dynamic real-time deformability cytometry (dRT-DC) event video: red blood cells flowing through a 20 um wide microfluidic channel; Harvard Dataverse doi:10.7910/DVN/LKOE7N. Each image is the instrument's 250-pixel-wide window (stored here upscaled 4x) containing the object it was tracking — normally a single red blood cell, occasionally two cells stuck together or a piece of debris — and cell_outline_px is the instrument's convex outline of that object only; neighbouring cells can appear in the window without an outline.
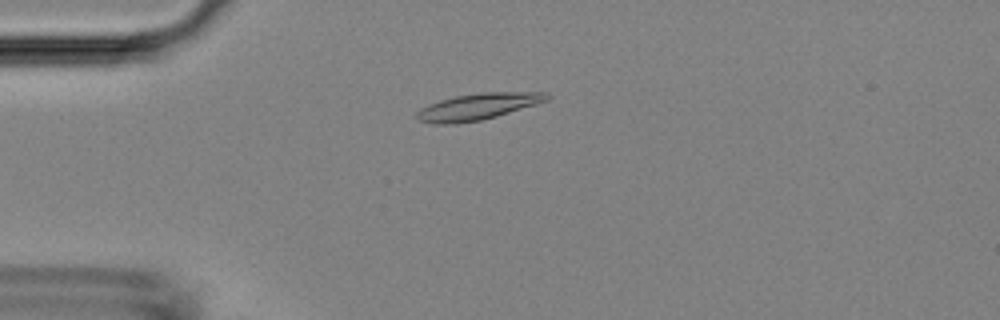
{"species": "Egyptian fruit bat (a non-hibernating species)", "species_latin": "Rousettus aegyptiacus", "temperature_condition": "room temperature", "stored_images_in_passage": 7, "camera_frame_rate_fps": 3000, "um_per_image_px": 0.085, "animal": {"sex": "female"}, "frame": {"image": 1, "passage_image": 4, "time_ms": 3.667, "image_size_px": [1000, 320], "cell_outline_px": [[552, 96], [548, 100], [536, 104], [496, 116], [480, 120], [456, 124], [432, 124], [420, 120], [416, 116], [416, 112], [420, 108], [428, 104], [440, 100], [456, 96], [480, 92], [548, 92]], "centroid_in_image_um": [40.62, 9.05], "position_along_channel_um": 44.4, "area_um2": 20.06}}